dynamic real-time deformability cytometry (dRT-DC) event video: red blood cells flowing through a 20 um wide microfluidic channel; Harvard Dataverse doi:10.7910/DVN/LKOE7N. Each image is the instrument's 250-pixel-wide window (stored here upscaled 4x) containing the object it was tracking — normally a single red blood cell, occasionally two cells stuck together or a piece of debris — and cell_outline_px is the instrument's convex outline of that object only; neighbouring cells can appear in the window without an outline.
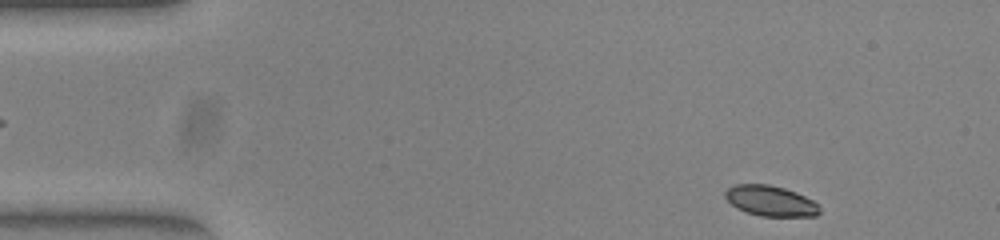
{"species": "common noctule bat (a hibernating species)", "species_latin": "Nyctalus noctula", "temperature_condition": "warm", "stored_images_in_passage": 49, "camera_frame_rate_fps": 3000, "um_per_image_px": 0.085, "animal": {"sex": "female", "body_mass_g": 23.0, "forearm_length_mm": 53.4}, "frame": {"image": 1, "passage_image": 3, "time_ms": 0.667, "image_size_px": [1000, 240], "cell_outline_px": [[820, 212], [816, 216], [760, 216], [736, 208], [724, 196], [724, 192], [728, 188], [736, 184], [768, 184], [784, 188], [796, 192], [812, 200], [820, 208]], "centroid_in_image_um": [65.48, 17.07], "position_along_channel_um": 19.5, "area_um2": 16.65}}
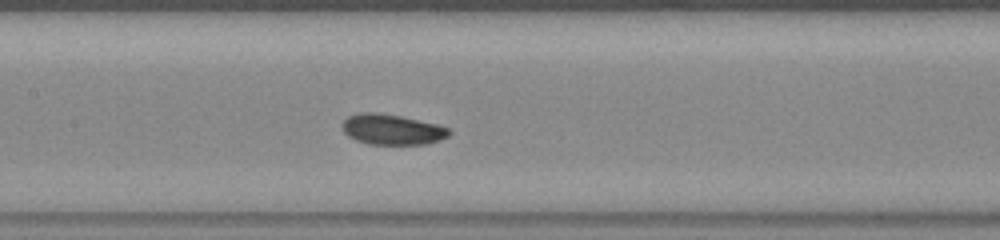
{"frame": {"image": 2, "passage_image": 22, "time_ms": 7.0, "image_size_px": [1000, 240], "cell_outline_px": [[452, 132], [448, 136], [440, 140], [428, 144], [368, 144], [356, 140], [348, 136], [344, 132], [344, 120], [348, 116], [360, 112], [372, 112], [400, 116], [436, 124], [448, 128]], "centroid_in_image_um": [33.34, 11.01], "position_along_channel_um": 174.1, "area_um2": 18.79}}
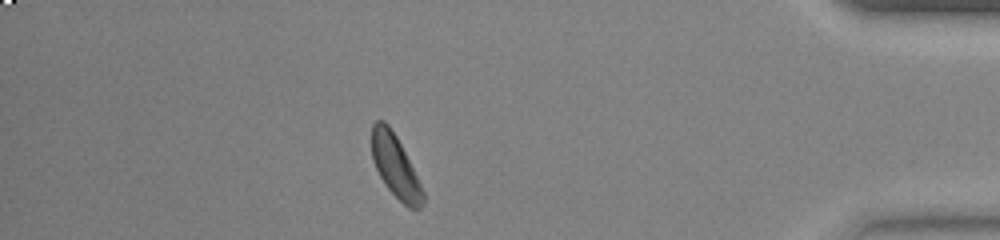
{"frame": {"image": 3, "passage_image": 43, "time_ms": 14.0, "image_size_px": [1000, 240], "cell_outline_px": [[424, 204], [420, 208], [408, 208], [388, 188], [380, 176], [372, 160], [372, 124], [376, 120], [384, 120], [388, 124], [396, 136], [424, 192]], "centroid_in_image_um": [33.59, 14.12], "position_along_channel_um": 401.6, "area_um2": 18.15}, "authors_computed_cell_mechanics": {"area_um2": 18.5538, "velocity_mm_per_s": 3.8909, "shape_relaxation_time_tau1_ms": 4.9288, "shape_relaxation_time_tau2_ms": null, "deformation_change_tau1": 0.1246, "deformation_change_tau2": null}}